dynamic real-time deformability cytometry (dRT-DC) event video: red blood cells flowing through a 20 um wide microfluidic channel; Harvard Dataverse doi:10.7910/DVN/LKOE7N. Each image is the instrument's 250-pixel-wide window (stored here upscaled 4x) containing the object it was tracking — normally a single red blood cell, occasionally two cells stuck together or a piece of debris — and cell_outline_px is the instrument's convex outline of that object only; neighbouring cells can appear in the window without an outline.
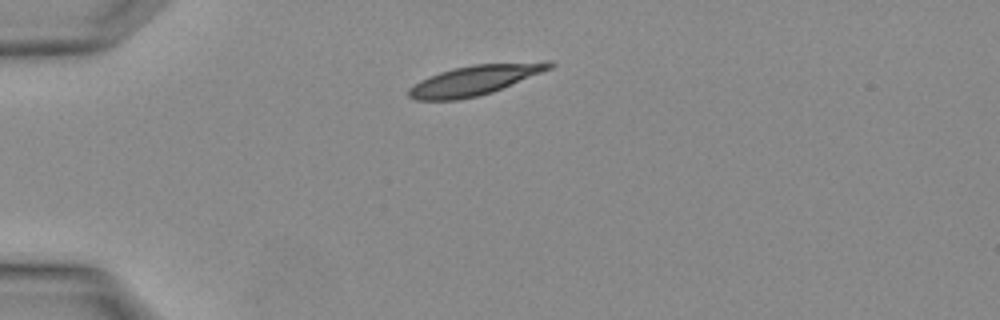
{"species": "Egyptian fruit bat (a non-hibernating species)", "species_latin": "Rousettus aegyptiacus", "temperature_condition": "warm", "stored_images_in_passage": 1, "camera_frame_rate_fps": 3000, "um_per_image_px": 0.085, "animal": {"sex": "female"}, "frame": {"image": 1, "passage_image": 1, "time_ms": 0.0, "image_size_px": [1000, 320], "cell_outline_px": [[556, 64], [552, 68], [492, 92], [476, 96], [456, 100], [416, 100], [408, 96], [408, 88], [420, 80], [428, 76], [452, 68], [472, 64], [552, 60]], "centroid_in_image_um": [40.38, 6.78], "position_along_channel_um": 44.6, "area_um2": 24.74}}